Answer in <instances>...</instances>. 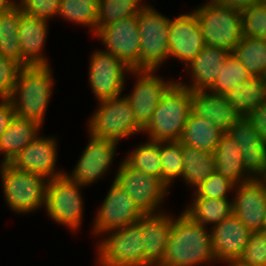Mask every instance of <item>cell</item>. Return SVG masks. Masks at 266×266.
<instances>
[{
    "mask_svg": "<svg viewBox=\"0 0 266 266\" xmlns=\"http://www.w3.org/2000/svg\"><path fill=\"white\" fill-rule=\"evenodd\" d=\"M192 111V91L175 82L164 94L143 132L150 140L180 141Z\"/></svg>",
    "mask_w": 266,
    "mask_h": 266,
    "instance_id": "3957f363",
    "label": "cell"
},
{
    "mask_svg": "<svg viewBox=\"0 0 266 266\" xmlns=\"http://www.w3.org/2000/svg\"><path fill=\"white\" fill-rule=\"evenodd\" d=\"M167 143V144H165ZM162 180L168 185L175 177L182 176L184 161L180 141H160Z\"/></svg>",
    "mask_w": 266,
    "mask_h": 266,
    "instance_id": "8d00e7d4",
    "label": "cell"
},
{
    "mask_svg": "<svg viewBox=\"0 0 266 266\" xmlns=\"http://www.w3.org/2000/svg\"><path fill=\"white\" fill-rule=\"evenodd\" d=\"M181 153L184 161L182 177L189 186L198 188L203 181L216 172L214 153L182 143Z\"/></svg>",
    "mask_w": 266,
    "mask_h": 266,
    "instance_id": "f1b7e54d",
    "label": "cell"
},
{
    "mask_svg": "<svg viewBox=\"0 0 266 266\" xmlns=\"http://www.w3.org/2000/svg\"><path fill=\"white\" fill-rule=\"evenodd\" d=\"M81 185L72 181L68 174L48 180L45 207L49 216L62 225L75 230L82 219L83 203Z\"/></svg>",
    "mask_w": 266,
    "mask_h": 266,
    "instance_id": "9c48e42d",
    "label": "cell"
},
{
    "mask_svg": "<svg viewBox=\"0 0 266 266\" xmlns=\"http://www.w3.org/2000/svg\"><path fill=\"white\" fill-rule=\"evenodd\" d=\"M223 134L224 132L212 122L191 111L180 142L202 151L214 153Z\"/></svg>",
    "mask_w": 266,
    "mask_h": 266,
    "instance_id": "4316f807",
    "label": "cell"
},
{
    "mask_svg": "<svg viewBox=\"0 0 266 266\" xmlns=\"http://www.w3.org/2000/svg\"><path fill=\"white\" fill-rule=\"evenodd\" d=\"M230 104L244 117L266 101V77L251 76L225 94Z\"/></svg>",
    "mask_w": 266,
    "mask_h": 266,
    "instance_id": "83f0119b",
    "label": "cell"
},
{
    "mask_svg": "<svg viewBox=\"0 0 266 266\" xmlns=\"http://www.w3.org/2000/svg\"><path fill=\"white\" fill-rule=\"evenodd\" d=\"M125 161L134 169L162 179V163L160 156V142L150 140L140 145Z\"/></svg>",
    "mask_w": 266,
    "mask_h": 266,
    "instance_id": "d6a6232c",
    "label": "cell"
},
{
    "mask_svg": "<svg viewBox=\"0 0 266 266\" xmlns=\"http://www.w3.org/2000/svg\"><path fill=\"white\" fill-rule=\"evenodd\" d=\"M56 141L54 138H35L10 162L17 169L32 172L47 180L65 175L66 173L56 172Z\"/></svg>",
    "mask_w": 266,
    "mask_h": 266,
    "instance_id": "ffe728a7",
    "label": "cell"
},
{
    "mask_svg": "<svg viewBox=\"0 0 266 266\" xmlns=\"http://www.w3.org/2000/svg\"><path fill=\"white\" fill-rule=\"evenodd\" d=\"M0 165L5 198L12 210L27 213L45 205L48 184L45 177L17 169L10 163Z\"/></svg>",
    "mask_w": 266,
    "mask_h": 266,
    "instance_id": "5b68a950",
    "label": "cell"
},
{
    "mask_svg": "<svg viewBox=\"0 0 266 266\" xmlns=\"http://www.w3.org/2000/svg\"><path fill=\"white\" fill-rule=\"evenodd\" d=\"M263 231H266V221H265V225H264V229H263Z\"/></svg>",
    "mask_w": 266,
    "mask_h": 266,
    "instance_id": "681fc988",
    "label": "cell"
},
{
    "mask_svg": "<svg viewBox=\"0 0 266 266\" xmlns=\"http://www.w3.org/2000/svg\"><path fill=\"white\" fill-rule=\"evenodd\" d=\"M115 231V232H114ZM99 245L102 266H145V244L138 223L111 230Z\"/></svg>",
    "mask_w": 266,
    "mask_h": 266,
    "instance_id": "ba28073f",
    "label": "cell"
},
{
    "mask_svg": "<svg viewBox=\"0 0 266 266\" xmlns=\"http://www.w3.org/2000/svg\"><path fill=\"white\" fill-rule=\"evenodd\" d=\"M143 215L132 197L114 181L97 214L93 231L100 234L126 227L137 223Z\"/></svg>",
    "mask_w": 266,
    "mask_h": 266,
    "instance_id": "4fadbf2b",
    "label": "cell"
},
{
    "mask_svg": "<svg viewBox=\"0 0 266 266\" xmlns=\"http://www.w3.org/2000/svg\"><path fill=\"white\" fill-rule=\"evenodd\" d=\"M226 133L239 146L245 171L251 173L253 179L262 177L266 172V142L258 136L250 121L242 116Z\"/></svg>",
    "mask_w": 266,
    "mask_h": 266,
    "instance_id": "d6986e66",
    "label": "cell"
},
{
    "mask_svg": "<svg viewBox=\"0 0 266 266\" xmlns=\"http://www.w3.org/2000/svg\"><path fill=\"white\" fill-rule=\"evenodd\" d=\"M216 172L228 178L235 185L248 182L253 179L251 175L243 176L245 168L241 150L237 143L227 134L224 133L214 151ZM244 179H243V178ZM241 180V181H240ZM240 182V183H239Z\"/></svg>",
    "mask_w": 266,
    "mask_h": 266,
    "instance_id": "484cf974",
    "label": "cell"
},
{
    "mask_svg": "<svg viewBox=\"0 0 266 266\" xmlns=\"http://www.w3.org/2000/svg\"><path fill=\"white\" fill-rule=\"evenodd\" d=\"M246 118L258 136L266 142V101L249 113Z\"/></svg>",
    "mask_w": 266,
    "mask_h": 266,
    "instance_id": "7bdbcfd3",
    "label": "cell"
},
{
    "mask_svg": "<svg viewBox=\"0 0 266 266\" xmlns=\"http://www.w3.org/2000/svg\"><path fill=\"white\" fill-rule=\"evenodd\" d=\"M155 213L145 214L137 222L143 233L145 266H159L162 263L174 219L167 214Z\"/></svg>",
    "mask_w": 266,
    "mask_h": 266,
    "instance_id": "44dd1931",
    "label": "cell"
},
{
    "mask_svg": "<svg viewBox=\"0 0 266 266\" xmlns=\"http://www.w3.org/2000/svg\"><path fill=\"white\" fill-rule=\"evenodd\" d=\"M184 212L203 226L211 223L217 225L233 213V207L227 198L195 197L193 206Z\"/></svg>",
    "mask_w": 266,
    "mask_h": 266,
    "instance_id": "f546056e",
    "label": "cell"
},
{
    "mask_svg": "<svg viewBox=\"0 0 266 266\" xmlns=\"http://www.w3.org/2000/svg\"><path fill=\"white\" fill-rule=\"evenodd\" d=\"M241 13L243 36L266 40V6L254 4Z\"/></svg>",
    "mask_w": 266,
    "mask_h": 266,
    "instance_id": "f35d334b",
    "label": "cell"
},
{
    "mask_svg": "<svg viewBox=\"0 0 266 266\" xmlns=\"http://www.w3.org/2000/svg\"><path fill=\"white\" fill-rule=\"evenodd\" d=\"M211 231L215 260L226 261L233 266L243 254L252 232L233 213L214 225Z\"/></svg>",
    "mask_w": 266,
    "mask_h": 266,
    "instance_id": "e0dca14e",
    "label": "cell"
},
{
    "mask_svg": "<svg viewBox=\"0 0 266 266\" xmlns=\"http://www.w3.org/2000/svg\"><path fill=\"white\" fill-rule=\"evenodd\" d=\"M235 186L228 178L215 172L198 186L195 197L227 198L226 193Z\"/></svg>",
    "mask_w": 266,
    "mask_h": 266,
    "instance_id": "ab89813d",
    "label": "cell"
},
{
    "mask_svg": "<svg viewBox=\"0 0 266 266\" xmlns=\"http://www.w3.org/2000/svg\"><path fill=\"white\" fill-rule=\"evenodd\" d=\"M169 22L156 10L145 6L138 14L141 40L140 70H156L169 57Z\"/></svg>",
    "mask_w": 266,
    "mask_h": 266,
    "instance_id": "52a82bcc",
    "label": "cell"
},
{
    "mask_svg": "<svg viewBox=\"0 0 266 266\" xmlns=\"http://www.w3.org/2000/svg\"><path fill=\"white\" fill-rule=\"evenodd\" d=\"M114 181L132 197L144 215L155 214L168 188L161 178L134 169L125 160Z\"/></svg>",
    "mask_w": 266,
    "mask_h": 266,
    "instance_id": "30bf717a",
    "label": "cell"
},
{
    "mask_svg": "<svg viewBox=\"0 0 266 266\" xmlns=\"http://www.w3.org/2000/svg\"><path fill=\"white\" fill-rule=\"evenodd\" d=\"M20 2L17 5L22 12L34 18L47 21L59 13L60 0H20Z\"/></svg>",
    "mask_w": 266,
    "mask_h": 266,
    "instance_id": "b9f144b4",
    "label": "cell"
},
{
    "mask_svg": "<svg viewBox=\"0 0 266 266\" xmlns=\"http://www.w3.org/2000/svg\"><path fill=\"white\" fill-rule=\"evenodd\" d=\"M230 52L224 49L205 46L188 65L191 70L193 85L179 83L190 91L207 90L223 68Z\"/></svg>",
    "mask_w": 266,
    "mask_h": 266,
    "instance_id": "cb8c5ba5",
    "label": "cell"
},
{
    "mask_svg": "<svg viewBox=\"0 0 266 266\" xmlns=\"http://www.w3.org/2000/svg\"><path fill=\"white\" fill-rule=\"evenodd\" d=\"M262 178H263L262 180L266 182V172H265V174L262 176Z\"/></svg>",
    "mask_w": 266,
    "mask_h": 266,
    "instance_id": "c3c4849f",
    "label": "cell"
},
{
    "mask_svg": "<svg viewBox=\"0 0 266 266\" xmlns=\"http://www.w3.org/2000/svg\"><path fill=\"white\" fill-rule=\"evenodd\" d=\"M49 67V65H33L21 68L15 89L9 97L16 116L34 120L42 125L53 85Z\"/></svg>",
    "mask_w": 266,
    "mask_h": 266,
    "instance_id": "7a4b0ae2",
    "label": "cell"
},
{
    "mask_svg": "<svg viewBox=\"0 0 266 266\" xmlns=\"http://www.w3.org/2000/svg\"><path fill=\"white\" fill-rule=\"evenodd\" d=\"M233 266H266V237L252 232L243 254Z\"/></svg>",
    "mask_w": 266,
    "mask_h": 266,
    "instance_id": "74e56055",
    "label": "cell"
},
{
    "mask_svg": "<svg viewBox=\"0 0 266 266\" xmlns=\"http://www.w3.org/2000/svg\"><path fill=\"white\" fill-rule=\"evenodd\" d=\"M47 21L25 15L21 9L18 34L21 49V66L49 65L41 55L47 35Z\"/></svg>",
    "mask_w": 266,
    "mask_h": 266,
    "instance_id": "603a6c76",
    "label": "cell"
},
{
    "mask_svg": "<svg viewBox=\"0 0 266 266\" xmlns=\"http://www.w3.org/2000/svg\"><path fill=\"white\" fill-rule=\"evenodd\" d=\"M98 0H60L59 13L64 19L92 27L97 33Z\"/></svg>",
    "mask_w": 266,
    "mask_h": 266,
    "instance_id": "d590c367",
    "label": "cell"
},
{
    "mask_svg": "<svg viewBox=\"0 0 266 266\" xmlns=\"http://www.w3.org/2000/svg\"><path fill=\"white\" fill-rule=\"evenodd\" d=\"M99 102L101 106L94 112L89 122L90 136L118 143L121 138L143 132L134 118L133 109L126 97L119 96Z\"/></svg>",
    "mask_w": 266,
    "mask_h": 266,
    "instance_id": "8992f818",
    "label": "cell"
},
{
    "mask_svg": "<svg viewBox=\"0 0 266 266\" xmlns=\"http://www.w3.org/2000/svg\"><path fill=\"white\" fill-rule=\"evenodd\" d=\"M89 69V82L99 101L119 97L124 87V72L132 70L121 59L105 51H95Z\"/></svg>",
    "mask_w": 266,
    "mask_h": 266,
    "instance_id": "7c38bea8",
    "label": "cell"
},
{
    "mask_svg": "<svg viewBox=\"0 0 266 266\" xmlns=\"http://www.w3.org/2000/svg\"><path fill=\"white\" fill-rule=\"evenodd\" d=\"M95 35L109 52L121 59L132 70H140L141 40L138 15L122 18L101 28Z\"/></svg>",
    "mask_w": 266,
    "mask_h": 266,
    "instance_id": "8fae6325",
    "label": "cell"
},
{
    "mask_svg": "<svg viewBox=\"0 0 266 266\" xmlns=\"http://www.w3.org/2000/svg\"><path fill=\"white\" fill-rule=\"evenodd\" d=\"M206 226L183 212L172 220L165 255L159 266H195L214 260L212 238Z\"/></svg>",
    "mask_w": 266,
    "mask_h": 266,
    "instance_id": "6da1fadb",
    "label": "cell"
},
{
    "mask_svg": "<svg viewBox=\"0 0 266 266\" xmlns=\"http://www.w3.org/2000/svg\"><path fill=\"white\" fill-rule=\"evenodd\" d=\"M20 20L21 8L18 5L0 14V53L21 65L18 34Z\"/></svg>",
    "mask_w": 266,
    "mask_h": 266,
    "instance_id": "4dcf8cb0",
    "label": "cell"
},
{
    "mask_svg": "<svg viewBox=\"0 0 266 266\" xmlns=\"http://www.w3.org/2000/svg\"><path fill=\"white\" fill-rule=\"evenodd\" d=\"M218 3H222L236 9L238 11H243L250 6L257 4V0H214Z\"/></svg>",
    "mask_w": 266,
    "mask_h": 266,
    "instance_id": "f6af8a7d",
    "label": "cell"
},
{
    "mask_svg": "<svg viewBox=\"0 0 266 266\" xmlns=\"http://www.w3.org/2000/svg\"><path fill=\"white\" fill-rule=\"evenodd\" d=\"M257 4L266 6V0H257Z\"/></svg>",
    "mask_w": 266,
    "mask_h": 266,
    "instance_id": "7dc6e473",
    "label": "cell"
},
{
    "mask_svg": "<svg viewBox=\"0 0 266 266\" xmlns=\"http://www.w3.org/2000/svg\"><path fill=\"white\" fill-rule=\"evenodd\" d=\"M130 72L137 73L139 79L131 95H126V99L133 109L137 124L144 129L162 97L175 81L164 82L162 78L153 75L154 70H131Z\"/></svg>",
    "mask_w": 266,
    "mask_h": 266,
    "instance_id": "5bb4252c",
    "label": "cell"
},
{
    "mask_svg": "<svg viewBox=\"0 0 266 266\" xmlns=\"http://www.w3.org/2000/svg\"><path fill=\"white\" fill-rule=\"evenodd\" d=\"M206 46L233 52L243 38L241 11L210 0L194 11Z\"/></svg>",
    "mask_w": 266,
    "mask_h": 266,
    "instance_id": "277c9868",
    "label": "cell"
},
{
    "mask_svg": "<svg viewBox=\"0 0 266 266\" xmlns=\"http://www.w3.org/2000/svg\"><path fill=\"white\" fill-rule=\"evenodd\" d=\"M40 127L41 125L34 120L15 116L0 139V152L4 153L2 163H10L21 150L37 138Z\"/></svg>",
    "mask_w": 266,
    "mask_h": 266,
    "instance_id": "d4e9b609",
    "label": "cell"
},
{
    "mask_svg": "<svg viewBox=\"0 0 266 266\" xmlns=\"http://www.w3.org/2000/svg\"><path fill=\"white\" fill-rule=\"evenodd\" d=\"M169 56L187 66L206 46L195 12L182 14L169 22Z\"/></svg>",
    "mask_w": 266,
    "mask_h": 266,
    "instance_id": "2e32d148",
    "label": "cell"
},
{
    "mask_svg": "<svg viewBox=\"0 0 266 266\" xmlns=\"http://www.w3.org/2000/svg\"><path fill=\"white\" fill-rule=\"evenodd\" d=\"M2 102L0 103V139L8 128L11 120L16 116L15 109L9 98H0Z\"/></svg>",
    "mask_w": 266,
    "mask_h": 266,
    "instance_id": "ee69618b",
    "label": "cell"
},
{
    "mask_svg": "<svg viewBox=\"0 0 266 266\" xmlns=\"http://www.w3.org/2000/svg\"><path fill=\"white\" fill-rule=\"evenodd\" d=\"M232 53L251 76H266V40L243 36Z\"/></svg>",
    "mask_w": 266,
    "mask_h": 266,
    "instance_id": "1f68e13d",
    "label": "cell"
},
{
    "mask_svg": "<svg viewBox=\"0 0 266 266\" xmlns=\"http://www.w3.org/2000/svg\"><path fill=\"white\" fill-rule=\"evenodd\" d=\"M117 144L113 140L98 139L91 136L90 142L83 151L72 175L68 177L81 186L96 181L110 167Z\"/></svg>",
    "mask_w": 266,
    "mask_h": 266,
    "instance_id": "ac0fdd59",
    "label": "cell"
},
{
    "mask_svg": "<svg viewBox=\"0 0 266 266\" xmlns=\"http://www.w3.org/2000/svg\"><path fill=\"white\" fill-rule=\"evenodd\" d=\"M22 66L0 53V98H9Z\"/></svg>",
    "mask_w": 266,
    "mask_h": 266,
    "instance_id": "60d3db41",
    "label": "cell"
},
{
    "mask_svg": "<svg viewBox=\"0 0 266 266\" xmlns=\"http://www.w3.org/2000/svg\"><path fill=\"white\" fill-rule=\"evenodd\" d=\"M192 111L224 133L242 117L225 95L207 93L206 90L192 91Z\"/></svg>",
    "mask_w": 266,
    "mask_h": 266,
    "instance_id": "7402d4cb",
    "label": "cell"
},
{
    "mask_svg": "<svg viewBox=\"0 0 266 266\" xmlns=\"http://www.w3.org/2000/svg\"><path fill=\"white\" fill-rule=\"evenodd\" d=\"M232 207L233 214L251 232H262L266 221L265 181L258 177L238 185Z\"/></svg>",
    "mask_w": 266,
    "mask_h": 266,
    "instance_id": "9a60e30c",
    "label": "cell"
},
{
    "mask_svg": "<svg viewBox=\"0 0 266 266\" xmlns=\"http://www.w3.org/2000/svg\"><path fill=\"white\" fill-rule=\"evenodd\" d=\"M250 77L249 71L233 53H230L213 84L206 91L225 95L237 84L244 82Z\"/></svg>",
    "mask_w": 266,
    "mask_h": 266,
    "instance_id": "836d02e7",
    "label": "cell"
},
{
    "mask_svg": "<svg viewBox=\"0 0 266 266\" xmlns=\"http://www.w3.org/2000/svg\"><path fill=\"white\" fill-rule=\"evenodd\" d=\"M17 4L10 0H0V14L11 10Z\"/></svg>",
    "mask_w": 266,
    "mask_h": 266,
    "instance_id": "bcb514c9",
    "label": "cell"
},
{
    "mask_svg": "<svg viewBox=\"0 0 266 266\" xmlns=\"http://www.w3.org/2000/svg\"><path fill=\"white\" fill-rule=\"evenodd\" d=\"M141 0H98L97 32L122 18L138 15L144 7Z\"/></svg>",
    "mask_w": 266,
    "mask_h": 266,
    "instance_id": "e575fe53",
    "label": "cell"
}]
</instances>
